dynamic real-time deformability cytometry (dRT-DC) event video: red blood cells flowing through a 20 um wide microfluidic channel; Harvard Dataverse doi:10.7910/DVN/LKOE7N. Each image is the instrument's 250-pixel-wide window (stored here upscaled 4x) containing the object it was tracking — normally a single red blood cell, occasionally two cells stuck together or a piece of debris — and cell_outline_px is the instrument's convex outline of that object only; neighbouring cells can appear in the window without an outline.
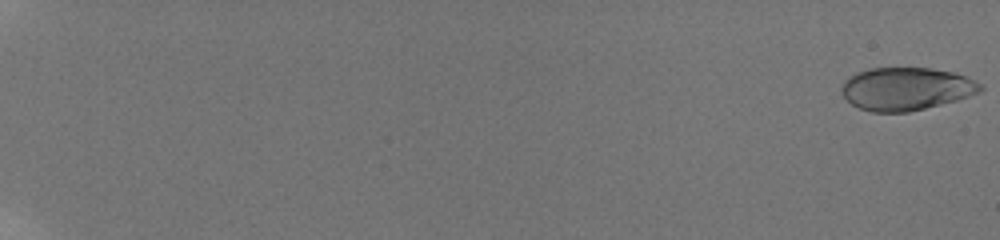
{"species": "human", "species_latin": "Homo sapiens", "temperature_condition": "room temperature", "stored_images_in_passage": 60, "camera_frame_rate_fps": 3000, "um_per_image_px": 0.085, "donor": {"sex": "male"}, "frame": {"image": 1, "passage_image": 1, "time_ms": 0.0, "image_size_px": [1000, 240], "cell_outline_px": [[984, 88], [980, 92], [956, 100], [908, 112], [872, 112], [860, 108], [852, 104], [844, 96], [840, 88], [844, 80], [848, 76], [856, 72], [868, 68], [932, 68], [952, 72], [976, 80], [984, 84]], "centroid_in_image_um": [77.02, 7.54], "position_along_channel_um": 8.0, "area_um2": 34.74}}
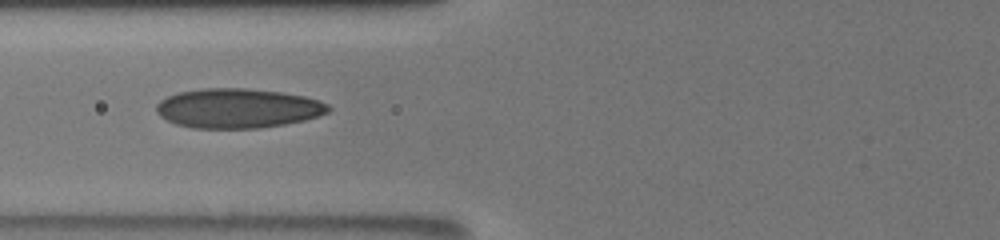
{"frame": {"image": 2, "passage_image": 29, "time_ms": 9.333, "image_size_px": [1000, 240], "cell_outline_px": [[332, 108], [328, 112], [304, 120], [284, 124], [260, 128], [192, 128], [176, 124], [160, 116], [156, 112], [156, 104], [160, 100], [168, 96], [180, 92], [204, 88], [244, 88], [280, 92], [304, 96], [320, 100], [328, 104]], "centroid_in_image_um": [20.21, 9.2], "position_along_channel_um": 105.6, "area_um2": 39.59}}
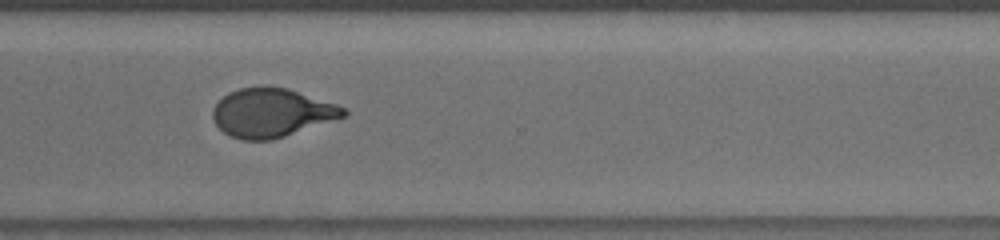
{"frame": {"image": 3, "passage_image": 48, "time_ms": 15.667, "image_size_px": [1000, 240], "cell_outline_px": [[348, 116], [272, 140], [240, 140], [224, 132], [216, 124], [212, 116], [212, 108], [228, 92], [240, 88], [288, 88], [336, 104], [344, 108], [348, 112]], "centroid_in_image_um": [23.11, 9.6], "position_along_channel_um": 347.5, "area_um2": 36.76}, "authors_computed_cell_mechanics": {"area_um2": 36.7897, "velocity_mm_per_s": 3.822, "shape_relaxation_time_tau1_ms": 6.8256, "shape_relaxation_time_tau2_ms": 0.7306, "deformation_change_tau1": 0.2224, "deformation_change_tau2": 0.0658}}